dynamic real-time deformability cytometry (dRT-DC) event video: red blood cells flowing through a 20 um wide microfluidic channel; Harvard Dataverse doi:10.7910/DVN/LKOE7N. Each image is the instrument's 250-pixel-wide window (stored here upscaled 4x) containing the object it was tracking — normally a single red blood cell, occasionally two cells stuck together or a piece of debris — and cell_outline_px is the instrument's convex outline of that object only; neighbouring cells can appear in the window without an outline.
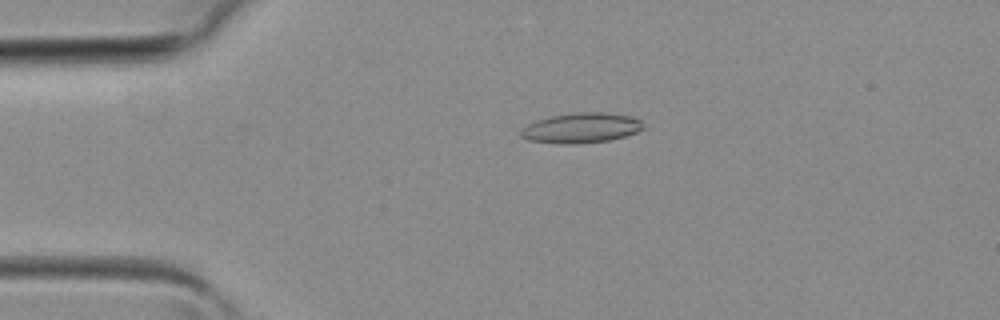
{"species": "common noctule bat (a hibernating species)", "species_latin": "Nyctalus noctula", "temperature_condition": "room temperature", "stored_images_in_passage": 38, "camera_frame_rate_fps": 3000, "um_per_image_px": 0.085, "animal": {"sex": "female", "body_mass_g": 19.3, "forearm_length_mm": 54.1}, "frame": {"image": 1, "passage_image": 8, "time_ms": 2.333, "image_size_px": [1000, 320], "cell_outline_px": [[644, 128], [636, 132], [624, 136], [608, 140], [576, 144], [560, 144], [528, 140], [520, 136], [520, 128], [536, 120], [552, 116], [576, 112], [608, 112], [632, 116], [640, 120]], "centroid_in_image_um": [49.38, 10.87], "position_along_channel_um": 35.6, "area_um2": 21.56}}
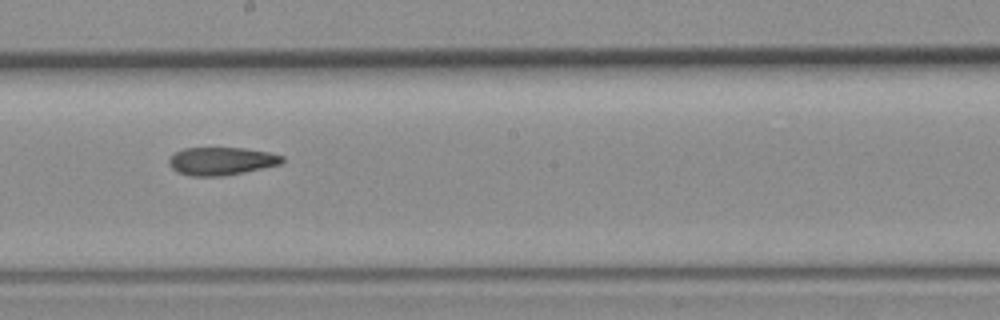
{"frame": {"image": 2, "passage_image": 21, "time_ms": 6.667, "image_size_px": [1000, 320], "cell_outline_px": [[284, 160], [280, 164], [244, 172], [224, 176], [188, 176], [176, 172], [168, 164], [168, 160], [176, 152], [184, 148], [244, 148], [268, 152], [284, 156]], "centroid_in_image_um": [18.79, 13.7], "position_along_channel_um": 229.4, "area_um2": 18.44}}
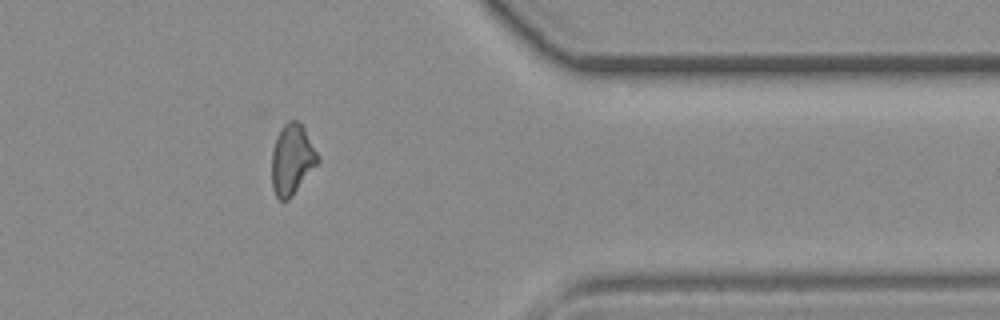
{"frame": {"image": 3, "passage_image": 31, "time_ms": 10.0, "image_size_px": [1000, 320], "cell_outline_px": [[320, 160], [292, 196], [288, 200], [280, 200], [276, 196], [272, 188], [272, 152], [280, 128], [288, 120], [296, 120], [304, 128]], "centroid_in_image_um": [24.8, 13.57], "position_along_channel_um": 386.6, "area_um2": 18.55}}